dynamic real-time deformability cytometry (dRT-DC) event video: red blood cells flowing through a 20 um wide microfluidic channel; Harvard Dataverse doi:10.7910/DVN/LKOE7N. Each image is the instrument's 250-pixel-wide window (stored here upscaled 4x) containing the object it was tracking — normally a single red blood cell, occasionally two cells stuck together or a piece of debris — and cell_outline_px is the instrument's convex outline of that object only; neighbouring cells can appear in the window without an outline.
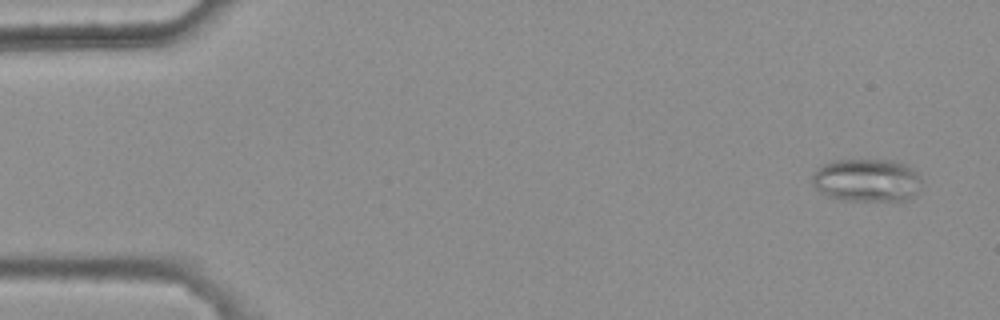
{"species": "common noctule bat (a hibernating species)", "species_latin": "Nyctalus noctula", "temperature_condition": "warm", "stored_images_in_passage": 7, "camera_frame_rate_fps": 3000, "um_per_image_px": 0.085, "animal": {"sex": "female", "body_mass_g": 25.1}, "frame": {"image": 1, "passage_image": 1, "time_ms": 0.0, "image_size_px": [1000, 320], "cell_outline_px": [[920, 180], [916, 196], [908, 200], [844, 200], [828, 196], [820, 192], [812, 184], [812, 176], [816, 168], [832, 160], [896, 160], [908, 164], [920, 176]], "centroid_in_image_um": [73.68, 15.31], "position_along_channel_um": 11.3, "area_um2": 27.63}}
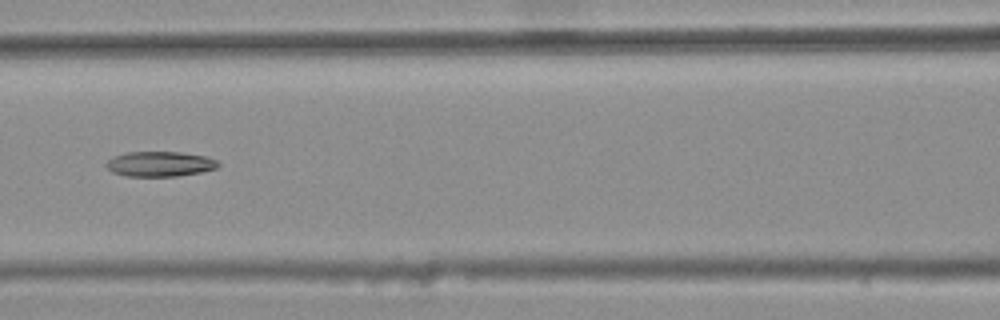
{"frame": {"image": 2, "passage_image": 7, "time_ms": 2.0, "image_size_px": [1000, 320], "cell_outline_px": [[220, 164], [216, 168], [200, 172], [176, 176], [124, 176], [112, 172], [104, 164], [112, 156], [128, 152], [180, 152], [204, 156], [216, 160]], "centroid_in_image_um": [13.54, 13.94], "position_along_channel_um": 153.1, "area_um2": 16.3}}